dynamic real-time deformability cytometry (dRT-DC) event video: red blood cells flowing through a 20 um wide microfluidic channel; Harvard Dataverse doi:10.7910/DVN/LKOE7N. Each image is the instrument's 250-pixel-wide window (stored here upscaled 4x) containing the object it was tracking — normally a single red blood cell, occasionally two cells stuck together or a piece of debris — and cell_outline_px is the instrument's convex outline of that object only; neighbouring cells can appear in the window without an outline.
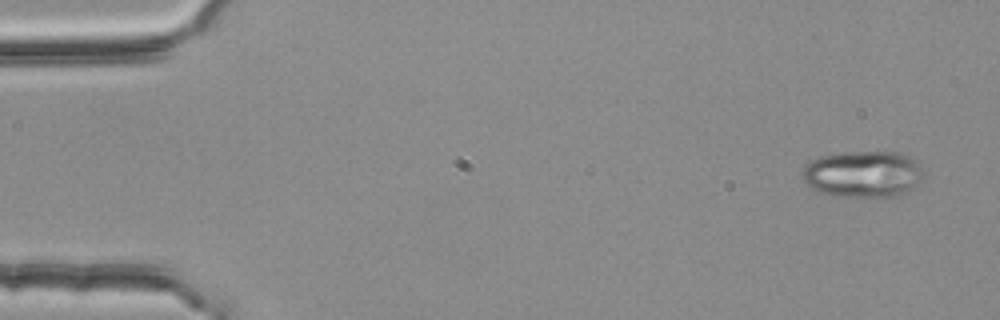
{"species": "common noctule bat (a hibernating species)", "species_latin": "Nyctalus noctula", "temperature_condition": "room temperature", "stored_images_in_passage": 5, "camera_frame_rate_fps": 3000, "um_per_image_px": 0.085, "animal": {"sex": "female", "body_mass_g": 25.1}, "frame": {"image": 1, "passage_image": 1, "time_ms": 0.0, "image_size_px": [1000, 320], "cell_outline_px": [[924, 176], [920, 180], [904, 192], [896, 196], [840, 196], [820, 192], [804, 184], [800, 172], [812, 160], [820, 156], [844, 152], [900, 152], [916, 160], [920, 164], [924, 172]], "centroid_in_image_um": [73.33, 14.78], "position_along_channel_um": 11.7, "area_um2": 32.77}}
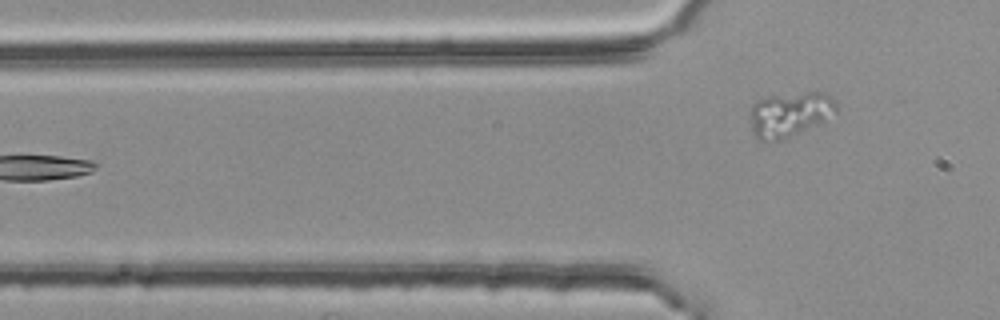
{"frame": {"image": 2, "passage_image": 5, "time_ms": 1.333, "image_size_px": [1000, 320], "cell_outline_px": [[840, 108], [836, 112], [824, 120], [784, 140], [760, 140], [756, 136], [752, 128], [748, 116], [748, 112], [752, 104], [756, 100], [768, 96], [804, 92], [824, 92], [836, 100]], "centroid_in_image_um": [67.12, 9.68], "position_along_channel_um": 58.7, "area_um2": 22.77}}